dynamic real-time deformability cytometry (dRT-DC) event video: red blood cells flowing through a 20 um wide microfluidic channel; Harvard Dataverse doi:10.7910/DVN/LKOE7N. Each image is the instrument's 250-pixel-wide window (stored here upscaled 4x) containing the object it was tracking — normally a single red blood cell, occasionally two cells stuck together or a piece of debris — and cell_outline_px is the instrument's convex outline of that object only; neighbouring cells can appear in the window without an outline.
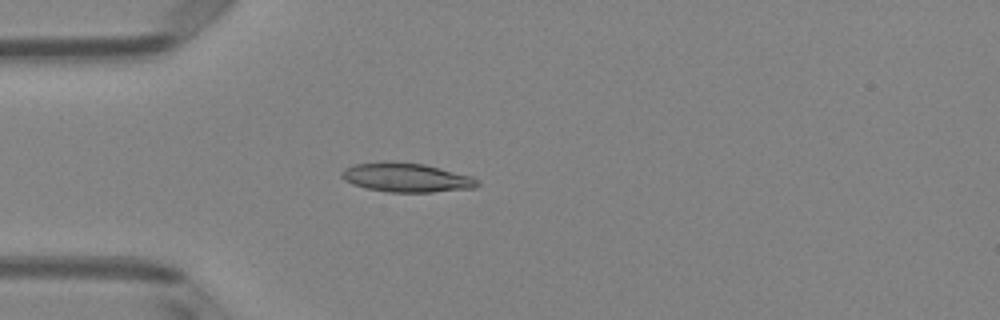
{"species": "Egyptian fruit bat (a non-hibernating species)", "species_latin": "Rousettus aegyptiacus", "temperature_condition": "room temperature", "stored_images_in_passage": 27, "camera_frame_rate_fps": 3000, "um_per_image_px": 0.085, "animal": {"sex": "female"}, "frame": {"image": 1, "passage_image": 7, "time_ms": 2.0, "image_size_px": [1000, 320], "cell_outline_px": [[480, 184], [476, 188], [432, 192], [388, 192], [364, 188], [352, 184], [344, 180], [340, 176], [340, 172], [344, 168], [356, 164], [424, 164], [472, 176]], "centroid_in_image_um": [34.56, 15.14], "position_along_channel_um": 50.4, "area_um2": 22.31}}
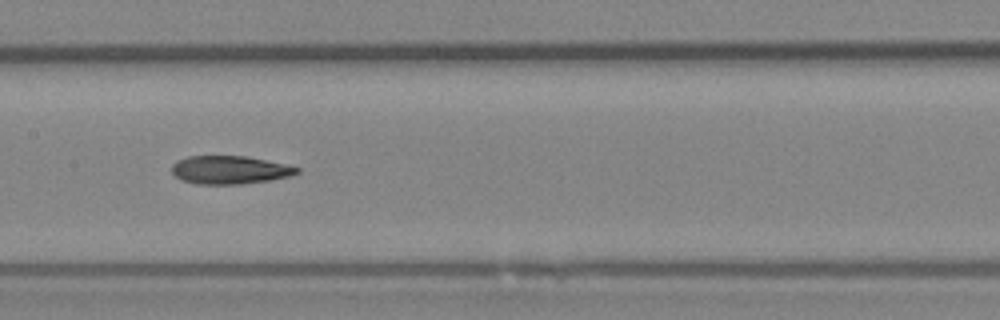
{"frame": {"image": 2, "passage_image": 18, "time_ms": 5.667, "image_size_px": [1000, 320], "cell_outline_px": [[300, 172], [288, 176], [272, 180], [240, 184], [196, 184], [180, 180], [172, 172], [172, 164], [176, 160], [188, 156], [248, 156], [284, 164], [300, 168]], "centroid_in_image_um": [19.5, 14.44], "position_along_channel_um": 187.9, "area_um2": 20.63}}
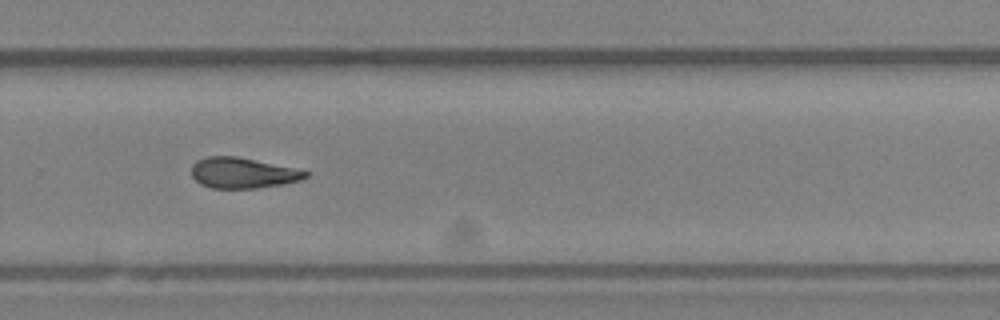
{"frame": {"image": 3, "passage_image": 27, "time_ms": 8.667, "image_size_px": [1000, 320], "cell_outline_px": [[308, 176], [300, 180], [284, 184], [256, 188], [212, 188], [200, 184], [192, 176], [192, 164], [196, 160], [208, 156], [236, 156], [292, 168], [308, 172]], "centroid_in_image_um": [20.58, 14.7], "position_along_channel_um": 309.2, "area_um2": 20.11}}